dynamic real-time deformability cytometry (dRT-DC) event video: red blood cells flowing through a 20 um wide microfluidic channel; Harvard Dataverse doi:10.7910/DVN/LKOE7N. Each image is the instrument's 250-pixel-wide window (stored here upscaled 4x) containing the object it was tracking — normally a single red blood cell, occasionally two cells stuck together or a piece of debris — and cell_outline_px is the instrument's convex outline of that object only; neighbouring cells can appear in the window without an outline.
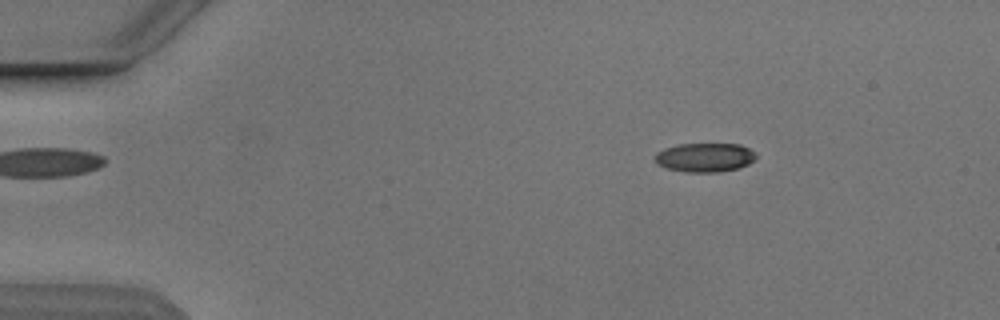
{"species": "Egyptian fruit bat (a non-hibernating species)", "species_latin": "Rousettus aegyptiacus", "temperature_condition": "cold", "stored_images_in_passage": 6, "camera_frame_rate_fps": 3000, "um_per_image_px": 0.085, "animal": {"sex": "male"}, "frame": {"image": 1, "passage_image": 2, "time_ms": 1.333, "image_size_px": [1000, 320], "cell_outline_px": [[756, 160], [748, 164], [736, 168], [720, 172], [684, 172], [664, 168], [656, 164], [656, 152], [664, 148], [680, 144], [740, 144], [756, 152]], "centroid_in_image_um": [59.91, 13.38], "position_along_channel_um": 25.1, "area_um2": 17.22}}
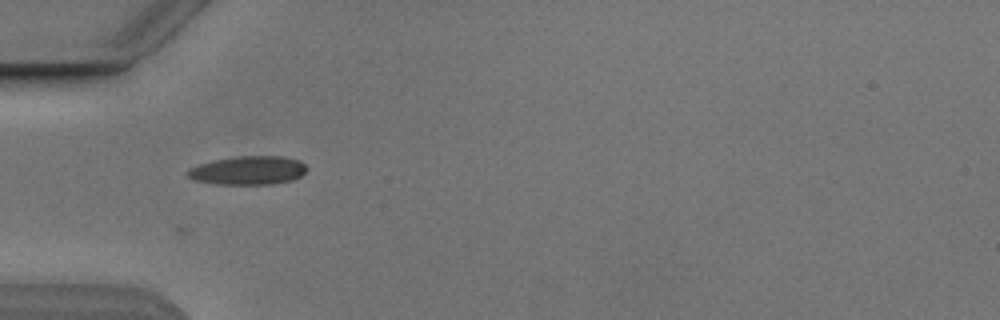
{"frame": {"image": 2, "passage_image": 4, "time_ms": 4.333, "image_size_px": [1000, 320], "cell_outline_px": [[308, 168], [300, 176], [292, 180], [272, 184], [216, 184], [196, 180], [188, 176], [188, 168], [200, 164], [216, 160], [236, 156], [284, 156], [300, 160]], "centroid_in_image_um": [21.13, 14.48], "position_along_channel_um": 63.9, "area_um2": 19.77}}
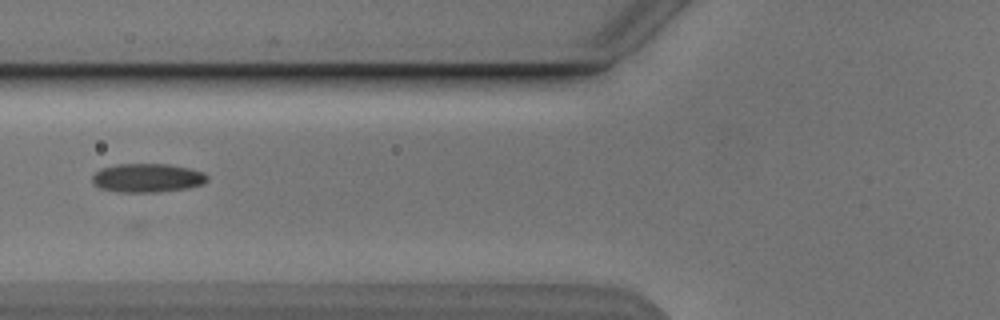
{"frame": {"image": 3, "passage_image": 5, "time_ms": 5.667, "image_size_px": [1000, 320], "cell_outline_px": [[208, 180], [204, 184], [188, 188], [160, 192], [116, 192], [100, 188], [92, 184], [92, 176], [100, 168], [120, 164], [168, 164], [188, 168], [204, 172], [208, 176]], "centroid_in_image_um": [12.53, 15.13], "position_along_channel_um": 113.3, "area_um2": 19.48}}